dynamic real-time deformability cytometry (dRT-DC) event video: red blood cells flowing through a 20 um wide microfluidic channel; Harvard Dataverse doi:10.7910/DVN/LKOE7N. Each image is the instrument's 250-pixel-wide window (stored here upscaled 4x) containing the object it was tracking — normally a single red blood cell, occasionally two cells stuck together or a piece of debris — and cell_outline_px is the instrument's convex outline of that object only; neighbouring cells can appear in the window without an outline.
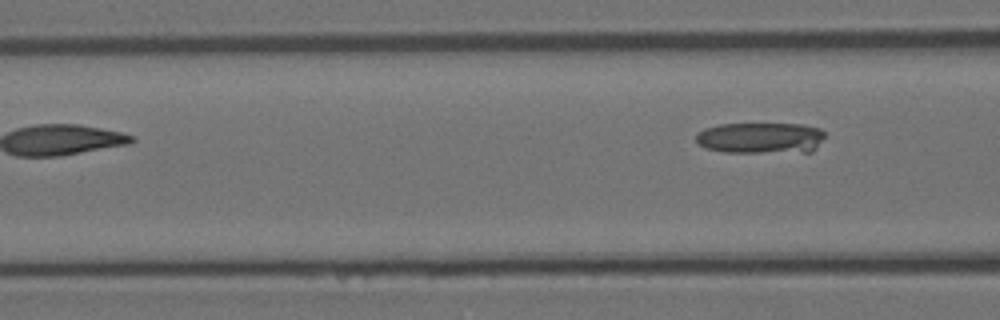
{"species": "Egyptian fruit bat (a non-hibernating species)", "species_latin": "Rousettus aegyptiacus", "temperature_condition": "room temperature", "stored_images_in_passage": 7, "camera_frame_rate_fps": 3000, "um_per_image_px": 0.085, "animal": {"sex": "female"}, "frame": {"image": 1, "passage_image": 7, "time_ms": 2.0, "image_size_px": [1000, 320], "cell_outline_px": [[824, 136], [816, 148], [812, 152], [724, 152], [704, 148], [696, 140], [696, 132], [704, 128], [720, 124], [800, 124], [820, 128], [824, 132]], "centroid_in_image_um": [64.64, 11.72], "position_along_channel_um": 102.0, "area_um2": 23.47}}